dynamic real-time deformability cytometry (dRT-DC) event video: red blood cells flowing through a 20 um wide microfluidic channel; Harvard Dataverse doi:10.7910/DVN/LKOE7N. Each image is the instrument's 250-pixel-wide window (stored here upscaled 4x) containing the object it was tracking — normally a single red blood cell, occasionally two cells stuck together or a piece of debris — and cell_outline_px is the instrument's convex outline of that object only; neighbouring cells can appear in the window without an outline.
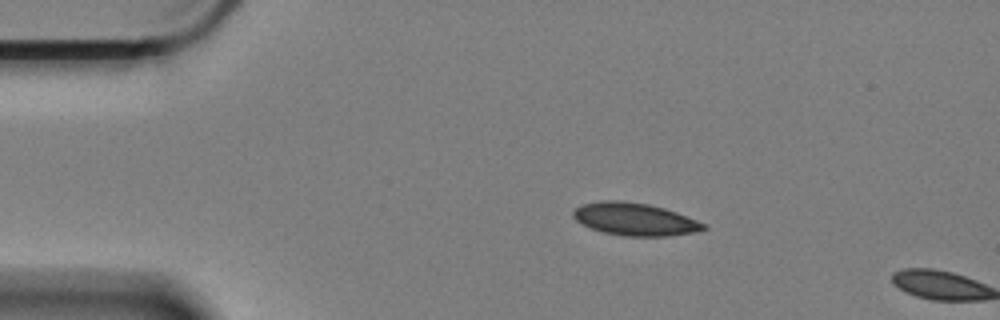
{"species": "Egyptian fruit bat (a non-hibernating species)", "species_latin": "Rousettus aegyptiacus", "temperature_condition": "cold", "stored_images_in_passage": 2, "camera_frame_rate_fps": 3000, "um_per_image_px": 0.085, "animal": {"sex": "female"}, "frame": {"image": 1, "passage_image": 1, "time_ms": 0.0, "image_size_px": [1000, 320], "cell_outline_px": [[708, 228], [696, 232], [668, 236], [624, 236], [604, 232], [592, 228], [576, 220], [572, 216], [572, 212], [580, 204], [600, 200], [620, 200], [648, 204], [664, 208], [676, 212], [696, 220], [704, 224]], "centroid_in_image_um": [53.94, 18.62], "position_along_channel_um": 31.1, "area_um2": 24.68}}